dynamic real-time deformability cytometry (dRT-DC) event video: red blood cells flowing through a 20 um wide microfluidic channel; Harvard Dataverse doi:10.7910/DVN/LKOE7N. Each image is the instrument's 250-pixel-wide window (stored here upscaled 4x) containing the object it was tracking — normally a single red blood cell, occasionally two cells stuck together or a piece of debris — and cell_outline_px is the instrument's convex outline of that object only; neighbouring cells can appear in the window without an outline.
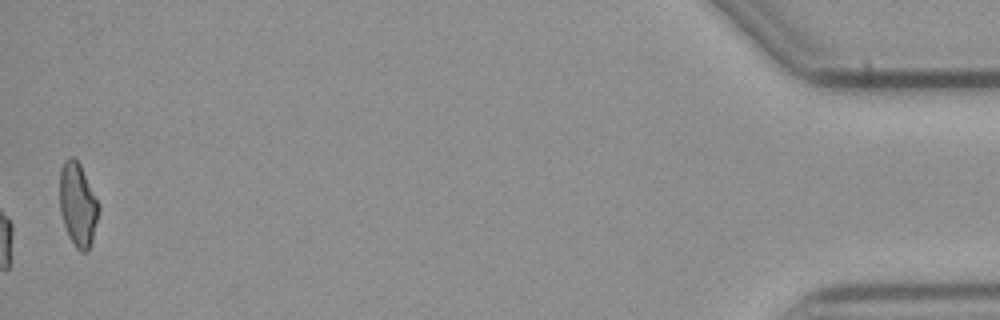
{"species": "common noctule bat (a hibernating species)", "species_latin": "Nyctalus noctula", "temperature_condition": "cold", "stored_images_in_passage": 46, "camera_frame_rate_fps": 3000, "um_per_image_px": 0.085, "animal": {"sex": "male", "body_mass_g": 23.1, "forearm_length_mm": 52.7}, "frame": {"image": 1, "passage_image": 46, "time_ms": 15.0, "image_size_px": [1000, 320], "cell_outline_px": [[100, 212], [92, 240], [88, 252], [80, 252], [76, 248], [64, 224], [60, 212], [60, 172], [64, 160], [68, 156], [72, 156], [80, 164], [100, 204]], "centroid_in_image_um": [6.64, 17.38], "position_along_channel_um": 428.6, "area_um2": 19.02}, "authors_computed_cell_mechanics": {"area_um2": 18.6116, "velocity_mm_per_s": 3.7926, "shape_relaxation_time_tau1_ms": 9.8687, "shape_relaxation_time_tau2_ms": 5.1231, "deformation_change_tau1": 0.2003, "deformation_change_tau2": 0.1089}}